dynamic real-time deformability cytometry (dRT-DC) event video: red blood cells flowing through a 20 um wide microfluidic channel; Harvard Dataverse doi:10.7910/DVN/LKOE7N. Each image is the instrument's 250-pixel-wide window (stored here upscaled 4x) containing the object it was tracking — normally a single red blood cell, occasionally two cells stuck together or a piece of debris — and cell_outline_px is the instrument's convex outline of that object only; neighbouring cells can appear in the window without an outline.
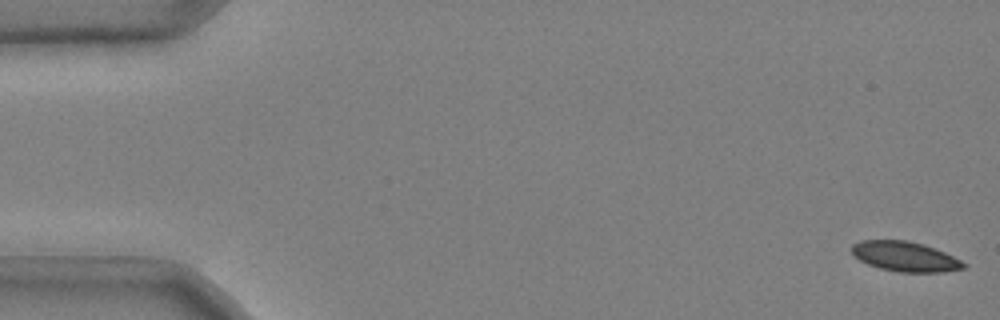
{"species": "common noctule bat (a hibernating species)", "species_latin": "Nyctalus noctula", "temperature_condition": "cold", "stored_images_in_passage": 52, "camera_frame_rate_fps": 3000, "um_per_image_px": 0.085, "animal": {"sex": "male", "body_mass_g": 20.4}, "frame": {"image": 1, "passage_image": 1, "time_ms": 0.0, "image_size_px": [1000, 320], "cell_outline_px": [[968, 268], [940, 272], [900, 272], [880, 268], [868, 264], [860, 260], [852, 252], [852, 244], [860, 240], [908, 240], [924, 244], [944, 252], [968, 264]], "centroid_in_image_um": [76.96, 21.8], "position_along_channel_um": 8.0, "area_um2": 19.48}}
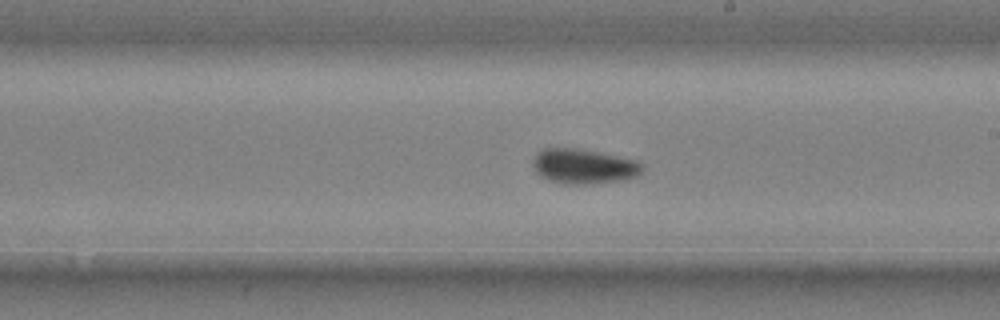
{"frame": {"image": 2, "passage_image": 31, "time_ms": 10.0, "image_size_px": [1000, 320], "cell_outline_px": [[644, 168], [640, 176], [628, 180], [592, 184], [560, 184], [540, 176], [536, 172], [532, 164], [532, 160], [544, 148], [572, 148], [596, 152], [640, 160]], "centroid_in_image_um": [49.69, 14.17], "position_along_channel_um": 239.3, "area_um2": 22.54}}
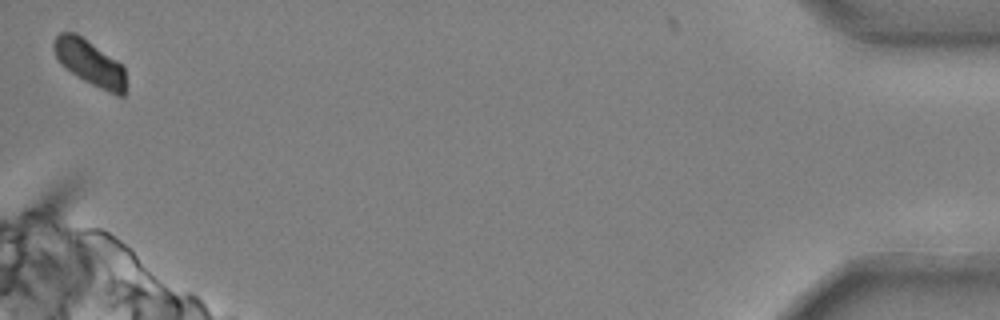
{"frame": {"image": 3, "passage_image": 52, "time_ms": 17.0, "image_size_px": [1000, 320], "cell_outline_px": [[124, 96], [116, 96], [84, 80], [60, 64], [52, 48], [52, 44], [56, 36], [60, 32], [76, 32], [116, 60], [124, 68]], "centroid_in_image_um": [7.59, 5.31], "position_along_channel_um": 427.6, "area_um2": 18.79}, "authors_computed_cell_mechanics": {"area_um2": 20.8947, "velocity_mm_per_s": 3.6735, "shape_relaxation_time_tau1_ms": 5.7214, "shape_relaxation_time_tau2_ms": 3.6254, "deformation_change_tau1": 0.1055, "deformation_change_tau2": 0.0367}}